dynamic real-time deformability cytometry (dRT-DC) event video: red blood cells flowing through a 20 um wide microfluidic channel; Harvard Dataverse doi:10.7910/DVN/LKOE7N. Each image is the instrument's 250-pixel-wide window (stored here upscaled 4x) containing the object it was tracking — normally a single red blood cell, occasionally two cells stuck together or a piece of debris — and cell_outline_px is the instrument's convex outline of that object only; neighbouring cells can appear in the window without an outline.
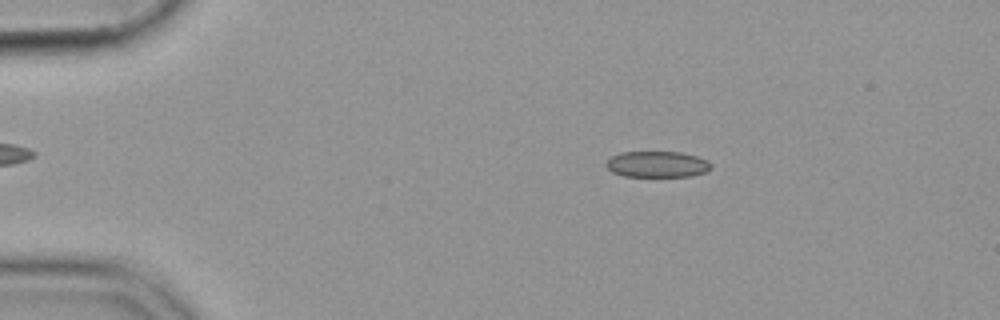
{"species": "common noctule bat (a hibernating species)", "species_latin": "Nyctalus noctula", "temperature_condition": "cold", "stored_images_in_passage": 55, "camera_frame_rate_fps": 3000, "um_per_image_px": 0.085, "animal": {"sex": "female", "body_mass_g": 19.9}, "frame": {"image": 1, "passage_image": 10, "time_ms": 3.0, "image_size_px": [1000, 320], "cell_outline_px": [[712, 168], [708, 172], [692, 176], [624, 176], [612, 172], [604, 164], [612, 156], [620, 152], [680, 152], [696, 156], [708, 160], [712, 164]], "centroid_in_image_um": [55.9, 13.96], "position_along_channel_um": 29.1, "area_um2": 16.07}}
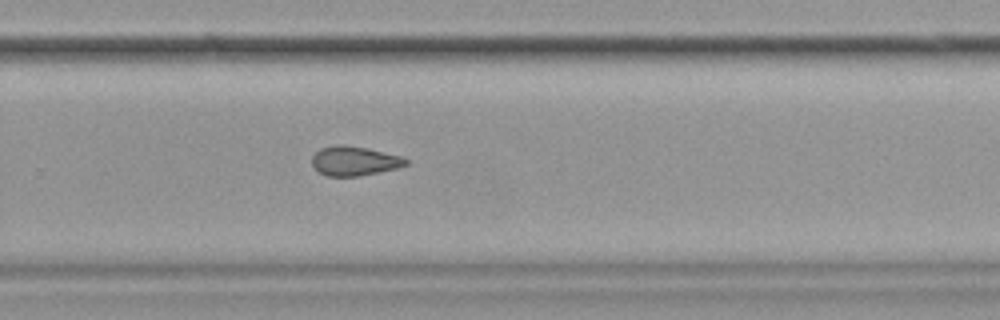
{"frame": {"image": 2, "passage_image": 37, "time_ms": 12.0, "image_size_px": [1000, 320], "cell_outline_px": [[408, 164], [396, 168], [356, 176], [328, 176], [320, 172], [312, 164], [312, 156], [320, 148], [336, 144], [344, 144], [368, 148], [400, 156], [408, 160]], "centroid_in_image_um": [30.1, 13.66], "position_along_channel_um": 299.7, "area_um2": 15.9}}
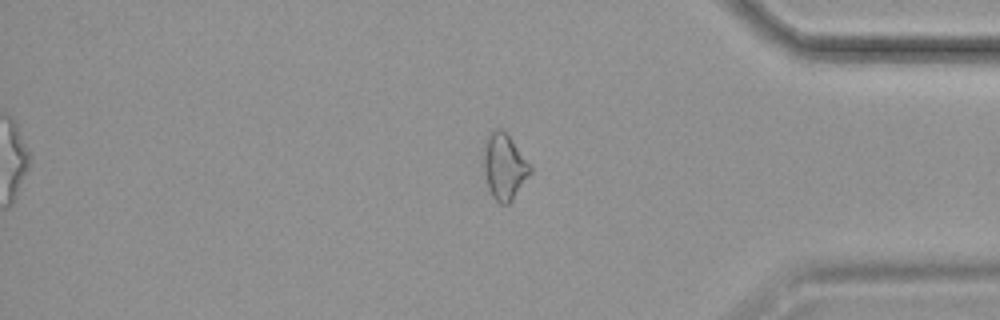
{"frame": {"image": 3, "passage_image": 46, "time_ms": 15.0, "image_size_px": [1000, 320], "cell_outline_px": [[532, 172], [512, 200], [508, 204], [500, 204], [492, 196], [488, 188], [484, 172], [484, 144], [488, 132], [496, 128], [500, 128], [508, 132], [532, 164]], "centroid_in_image_um": [42.89, 14.1], "position_along_channel_um": 392.3, "area_um2": 18.44}}